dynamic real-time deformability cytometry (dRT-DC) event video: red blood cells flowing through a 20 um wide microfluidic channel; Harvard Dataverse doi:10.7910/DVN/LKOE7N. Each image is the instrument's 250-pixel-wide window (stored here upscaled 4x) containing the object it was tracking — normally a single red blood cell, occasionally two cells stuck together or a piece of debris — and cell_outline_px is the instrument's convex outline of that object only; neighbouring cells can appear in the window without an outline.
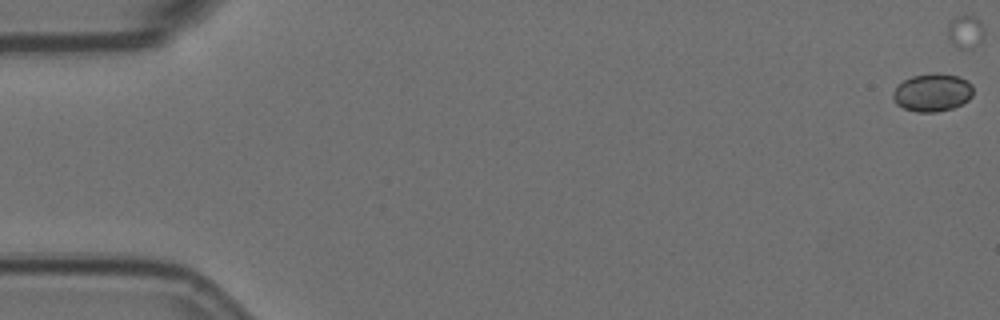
{"species": "Egyptian fruit bat (a non-hibernating species)", "species_latin": "Rousettus aegyptiacus", "temperature_condition": "room temperature", "stored_images_in_passage": 8, "camera_frame_rate_fps": 3000, "um_per_image_px": 0.085, "animal": {"sex": "female"}, "frame": {"image": 1, "passage_image": 1, "time_ms": 0.0, "image_size_px": [1000, 320], "cell_outline_px": [[972, 96], [968, 100], [952, 108], [936, 112], [916, 112], [904, 108], [896, 104], [892, 96], [892, 92], [904, 80], [912, 76], [936, 72], [960, 76], [968, 80], [972, 84]], "centroid_in_image_um": [79.26, 7.85], "position_along_channel_um": 5.7, "area_um2": 17.8}}
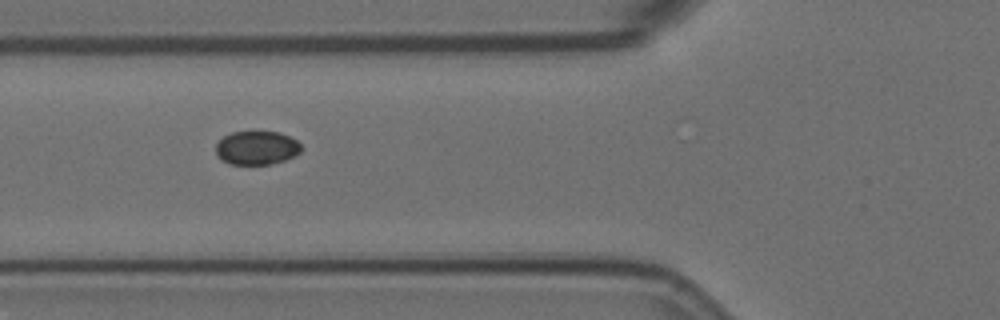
{"frame": {"image": 2, "passage_image": 7, "time_ms": 2.0, "image_size_px": [1000, 320], "cell_outline_px": [[300, 152], [284, 160], [268, 164], [232, 164], [224, 160], [216, 152], [216, 144], [224, 136], [232, 132], [280, 132], [296, 140], [300, 144]], "centroid_in_image_um": [21.82, 12.55], "position_along_channel_um": 104.0, "area_um2": 16.36}}
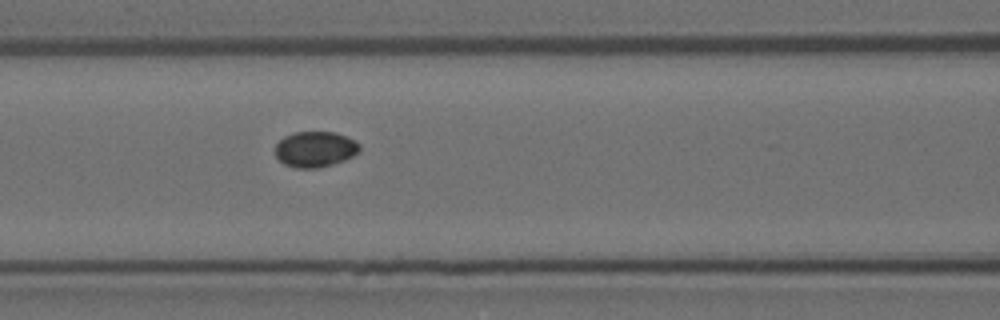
{"frame": {"image": 3, "passage_image": 8, "time_ms": 2.333, "image_size_px": [1000, 320], "cell_outline_px": [[360, 148], [352, 156], [344, 160], [332, 164], [316, 168], [296, 168], [284, 164], [276, 156], [276, 144], [284, 136], [296, 132], [336, 132], [360, 144]], "centroid_in_image_um": [26.76, 12.68], "position_along_channel_um": 139.8, "area_um2": 17.28}}